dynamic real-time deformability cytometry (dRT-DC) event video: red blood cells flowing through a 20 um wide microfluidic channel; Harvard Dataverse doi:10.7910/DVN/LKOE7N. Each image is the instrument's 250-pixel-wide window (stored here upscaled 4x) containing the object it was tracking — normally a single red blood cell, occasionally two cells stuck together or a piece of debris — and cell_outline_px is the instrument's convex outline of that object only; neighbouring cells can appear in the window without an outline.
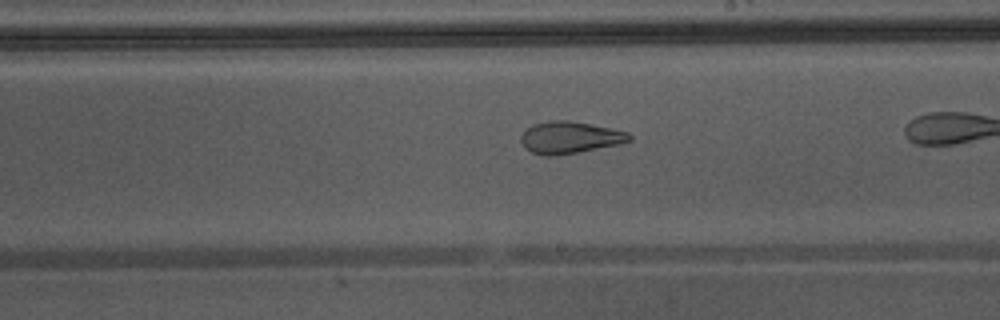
{"species": "Egyptian fruit bat (a non-hibernating species)", "species_latin": "Rousettus aegyptiacus", "temperature_condition": "warm", "stored_images_in_passage": 24, "camera_frame_rate_fps": 3000, "um_per_image_px": 0.085, "animal": {"sex": "male"}, "frame": {"image": 1, "passage_image": 14, "time_ms": 4.333, "image_size_px": [1000, 320], "cell_outline_px": [[632, 140], [620, 144], [576, 152], [552, 156], [540, 156], [524, 148], [520, 140], [520, 136], [532, 124], [548, 120], [568, 120], [628, 132], [632, 136]], "centroid_in_image_um": [48.39, 11.69], "position_along_channel_um": 240.6, "area_um2": 20.11}}